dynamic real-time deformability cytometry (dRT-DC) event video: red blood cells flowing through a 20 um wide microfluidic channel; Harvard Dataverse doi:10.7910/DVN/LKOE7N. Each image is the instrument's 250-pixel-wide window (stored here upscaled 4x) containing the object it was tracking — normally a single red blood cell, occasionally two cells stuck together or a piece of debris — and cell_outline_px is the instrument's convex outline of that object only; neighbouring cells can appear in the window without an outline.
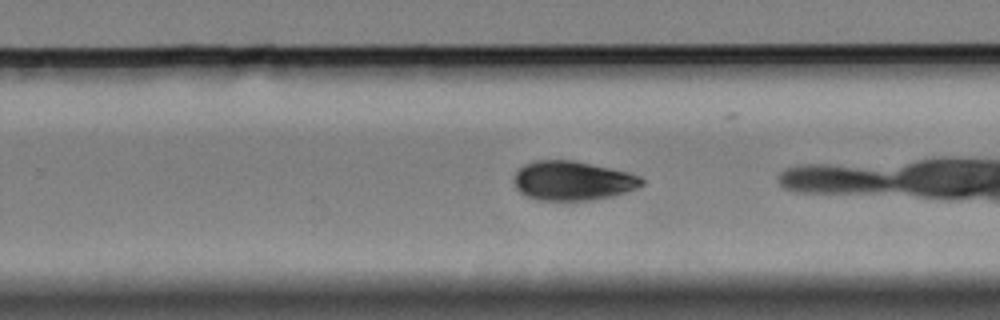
{"species": "Egyptian fruit bat (a non-hibernating species)", "species_latin": "Rousettus aegyptiacus", "temperature_condition": "cold", "stored_images_in_passage": 22, "camera_frame_rate_fps": 3000, "um_per_image_px": 0.085, "animal": {"sex": "female"}, "frame": {"image": 1, "passage_image": 19, "time_ms": 6.0, "image_size_px": [1000, 320], "cell_outline_px": [[644, 184], [636, 188], [612, 196], [588, 200], [540, 200], [524, 196], [516, 188], [516, 172], [524, 164], [536, 160], [572, 160], [628, 172], [640, 176], [644, 180]], "centroid_in_image_um": [48.67, 15.36], "position_along_channel_um": 281.1, "area_um2": 28.96}}